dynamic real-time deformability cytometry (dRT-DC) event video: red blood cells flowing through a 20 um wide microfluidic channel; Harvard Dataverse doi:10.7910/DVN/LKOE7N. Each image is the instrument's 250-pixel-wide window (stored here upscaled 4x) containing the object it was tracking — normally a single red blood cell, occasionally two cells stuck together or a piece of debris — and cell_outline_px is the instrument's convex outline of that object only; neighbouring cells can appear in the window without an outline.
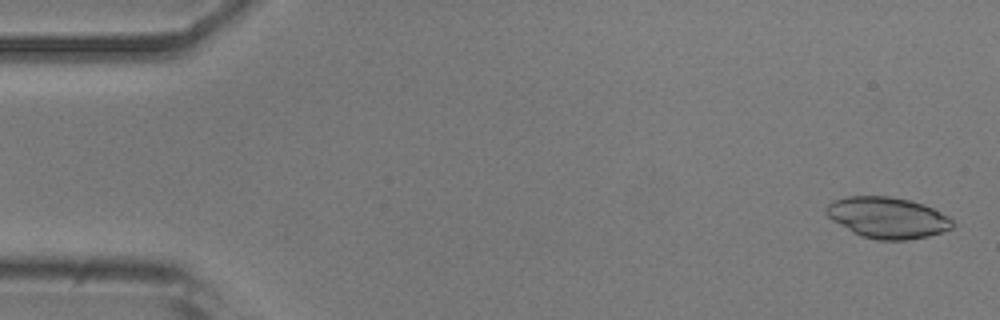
{"species": "common noctule bat (a hibernating species)", "species_latin": "Nyctalus noctula", "temperature_condition": "room temperature", "stored_images_in_passage": 49, "segment_of_instrument_passage": [1, 2], "camera_frame_rate_fps": 3000, "um_per_image_px": 0.085, "animal": {"sex": "male", "body_mass_g": 20.5, "forearm_length_mm": 52.5}, "frame": {"image": 1, "passage_image": 2, "time_ms": 0.333, "image_size_px": [1000, 320], "cell_outline_px": [[952, 228], [928, 236], [908, 240], [876, 240], [860, 236], [852, 232], [832, 220], [824, 212], [824, 208], [832, 200], [848, 196], [888, 196], [908, 200], [924, 204], [948, 216], [952, 220]], "centroid_in_image_um": [75.39, 18.5], "position_along_channel_um": 9.6, "area_um2": 30.29}}